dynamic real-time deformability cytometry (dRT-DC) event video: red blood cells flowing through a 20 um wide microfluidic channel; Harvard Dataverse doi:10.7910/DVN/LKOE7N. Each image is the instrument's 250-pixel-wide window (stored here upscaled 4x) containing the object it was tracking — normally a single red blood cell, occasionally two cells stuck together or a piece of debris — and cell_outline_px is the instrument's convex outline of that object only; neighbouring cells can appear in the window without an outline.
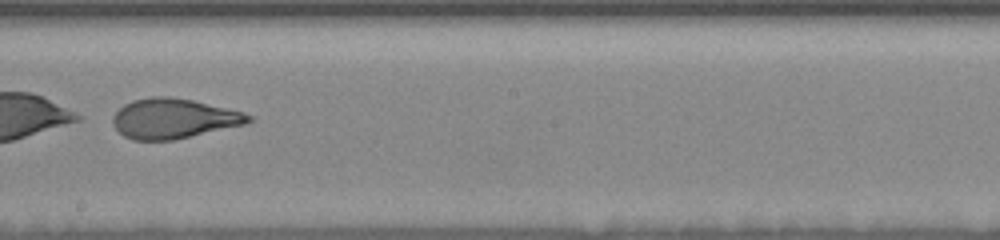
{"species": "human", "species_latin": "Homo sapiens", "temperature_condition": "room temperature", "stored_images_in_passage": 36, "camera_frame_rate_fps": 3000, "um_per_image_px": 0.085, "donor": {"sex": "female"}, "frame": {"image": 1, "passage_image": 16, "time_ms": 5.667, "image_size_px": [1000, 240], "cell_outline_px": [[252, 120], [244, 124], [172, 140], [132, 140], [124, 136], [112, 124], [112, 116], [124, 104], [132, 100], [152, 96], [168, 96], [192, 100], [244, 112], [252, 116]], "centroid_in_image_um": [14.72, 10.07], "position_along_channel_um": 233.5, "area_um2": 31.33}, "authors_computed_cell_mechanics": {"area_um2": 33.0905, "velocity_mm_per_s": 3.6407, "shape_relaxation_time_tau1_ms": 1.6762, "shape_relaxation_time_tau2_ms": 1.2207, "deformation_change_tau1": 0.2968, "deformation_change_tau2": 0.0778}}